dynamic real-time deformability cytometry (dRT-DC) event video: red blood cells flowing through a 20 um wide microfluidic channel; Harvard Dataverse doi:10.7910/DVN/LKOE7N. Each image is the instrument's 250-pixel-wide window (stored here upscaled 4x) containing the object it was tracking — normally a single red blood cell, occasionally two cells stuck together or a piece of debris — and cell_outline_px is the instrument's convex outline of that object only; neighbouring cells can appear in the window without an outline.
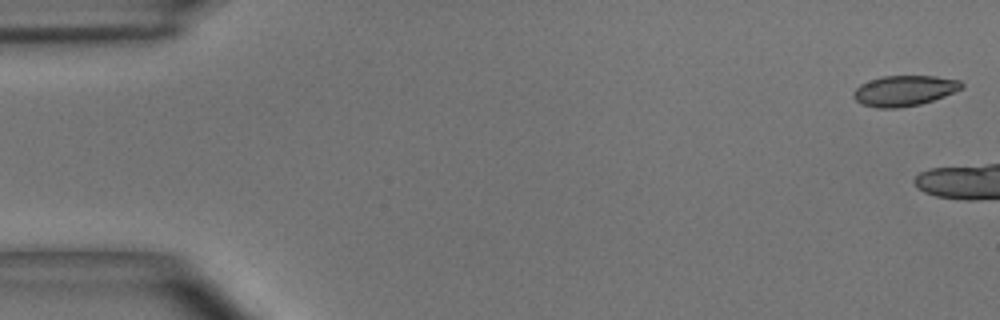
{"species": "common noctule bat (a hibernating species)", "species_latin": "Nyctalus noctula", "temperature_condition": "room temperature", "stored_images_in_passage": 9, "camera_frame_rate_fps": 3000, "um_per_image_px": 0.085, "animal": {"sex": "male", "body_mass_g": 15.6}, "frame": {"image": 1, "passage_image": 1, "time_ms": 0.0, "image_size_px": [1000, 320], "cell_outline_px": [[964, 88], [944, 96], [920, 104], [900, 108], [876, 108], [864, 104], [856, 100], [852, 96], [852, 92], [860, 84], [880, 76], [936, 76], [960, 80], [964, 84]], "centroid_in_image_um": [76.87, 7.7], "position_along_channel_um": 8.1, "area_um2": 19.31}}